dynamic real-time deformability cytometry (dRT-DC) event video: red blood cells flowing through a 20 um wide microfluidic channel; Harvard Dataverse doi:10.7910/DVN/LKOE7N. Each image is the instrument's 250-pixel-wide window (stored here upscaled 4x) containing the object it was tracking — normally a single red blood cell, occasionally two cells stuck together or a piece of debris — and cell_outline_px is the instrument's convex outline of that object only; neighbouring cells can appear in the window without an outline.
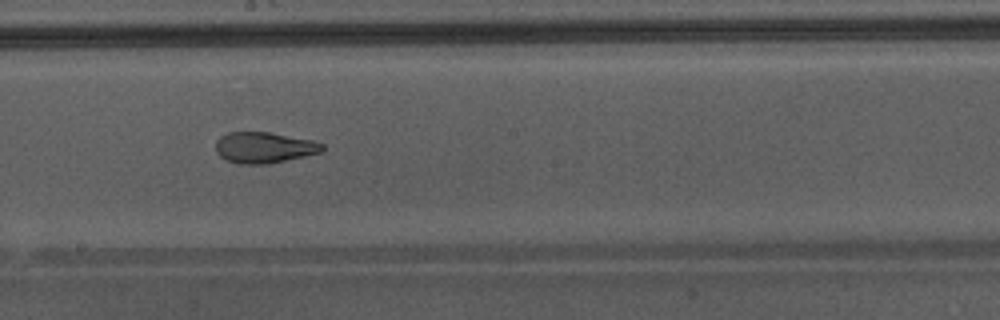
{"species": "Egyptian fruit bat (a non-hibernating species)", "species_latin": "Rousettus aegyptiacus", "temperature_condition": "warm", "stored_images_in_passage": 51, "camera_frame_rate_fps": 3000, "um_per_image_px": 0.085, "animal": {"sex": "male"}, "frame": {"image": 1, "passage_image": 30, "time_ms": 9.667, "image_size_px": [1000, 320], "cell_outline_px": [[324, 152], [268, 164], [240, 164], [228, 160], [220, 156], [216, 152], [216, 140], [220, 136], [228, 132], [268, 132], [312, 140], [324, 144]], "centroid_in_image_um": [22.46, 12.54], "position_along_channel_um": 225.7, "area_um2": 19.31}}